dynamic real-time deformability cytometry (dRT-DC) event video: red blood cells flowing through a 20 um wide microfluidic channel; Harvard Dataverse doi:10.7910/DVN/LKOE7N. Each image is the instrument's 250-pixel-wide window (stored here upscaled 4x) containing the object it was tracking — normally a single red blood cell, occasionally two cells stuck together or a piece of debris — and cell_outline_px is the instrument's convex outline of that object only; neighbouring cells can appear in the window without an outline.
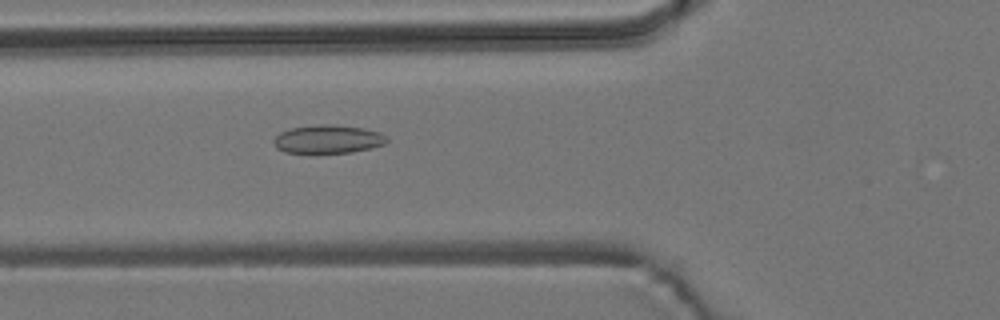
{"species": "common noctule bat (a hibernating species)", "species_latin": "Nyctalus noctula", "temperature_condition": "room temperature", "stored_images_in_passage": 42, "camera_frame_rate_fps": 3000, "um_per_image_px": 0.085, "animal": {"sex": "male", "body_mass_g": 19.2, "forearm_length_mm": 51.8}, "frame": {"image": 1, "passage_image": 10, "time_ms": 3.0, "image_size_px": [1000, 320], "cell_outline_px": [[388, 140], [384, 144], [372, 148], [352, 152], [316, 156], [284, 152], [276, 148], [272, 140], [280, 132], [292, 128], [320, 124], [332, 124], [364, 128], [380, 132], [388, 136]], "centroid_in_image_um": [27.86, 11.88], "position_along_channel_um": 97.9, "area_um2": 19.65}}
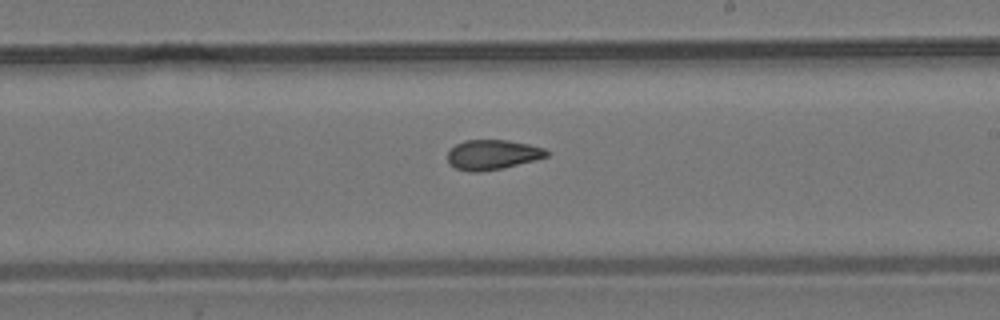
{"frame": {"image": 2, "passage_image": 22, "time_ms": 7.0, "image_size_px": [1000, 320], "cell_outline_px": [[552, 152], [548, 156], [536, 160], [504, 168], [480, 172], [468, 172], [456, 168], [448, 164], [448, 152], [456, 144], [464, 140], [508, 140], [528, 144], [544, 148]], "centroid_in_image_um": [41.88, 13.15], "position_along_channel_um": 247.1, "area_um2": 17.46}}
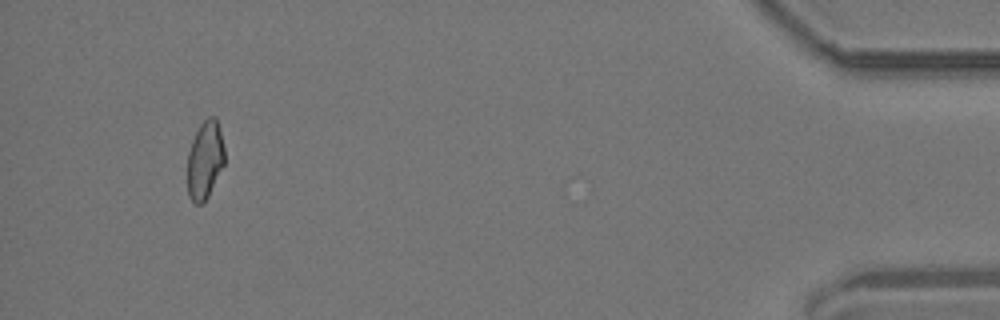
{"frame": {"image": 3, "passage_image": 42, "time_ms": 13.667, "image_size_px": [1000, 320], "cell_outline_px": [[224, 164], [204, 204], [196, 204], [188, 196], [188, 152], [192, 140], [200, 124], [208, 116], [216, 116], [224, 148]], "centroid_in_image_um": [17.42, 13.6], "position_along_channel_um": 417.8, "area_um2": 16.82}, "authors_computed_cell_mechanics": {"area_um2": 17.4267, "velocity_mm_per_s": 3.714, "shape_relaxation_time_tau1_ms": null, "shape_relaxation_time_tau2_ms": 2.9146, "deformation_change_tau1": null, "deformation_change_tau2": 0.0973}}